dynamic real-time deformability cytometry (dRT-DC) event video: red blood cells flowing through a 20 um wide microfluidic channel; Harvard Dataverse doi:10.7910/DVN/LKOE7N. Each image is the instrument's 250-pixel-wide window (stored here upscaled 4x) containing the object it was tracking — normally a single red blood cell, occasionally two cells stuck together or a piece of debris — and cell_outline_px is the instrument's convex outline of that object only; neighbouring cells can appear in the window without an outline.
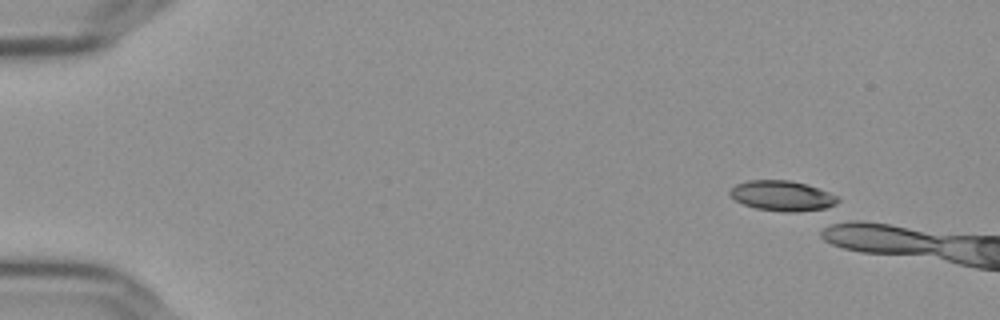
{"species": "Egyptian fruit bat (a non-hibernating species)", "species_latin": "Rousettus aegyptiacus", "temperature_condition": "cold", "stored_images_in_passage": 7, "camera_frame_rate_fps": 3000, "um_per_image_px": 0.085, "frame": {"image": 1, "passage_image": 1, "time_ms": 0.0, "image_size_px": [1000, 320], "cell_outline_px": [[840, 200], [836, 204], [824, 208], [796, 212], [784, 212], [756, 208], [744, 204], [736, 200], [728, 192], [736, 184], [748, 180], [792, 180], [808, 184], [828, 192], [836, 196]], "centroid_in_image_um": [66.49, 16.63], "position_along_channel_um": 18.5, "area_um2": 18.9}}